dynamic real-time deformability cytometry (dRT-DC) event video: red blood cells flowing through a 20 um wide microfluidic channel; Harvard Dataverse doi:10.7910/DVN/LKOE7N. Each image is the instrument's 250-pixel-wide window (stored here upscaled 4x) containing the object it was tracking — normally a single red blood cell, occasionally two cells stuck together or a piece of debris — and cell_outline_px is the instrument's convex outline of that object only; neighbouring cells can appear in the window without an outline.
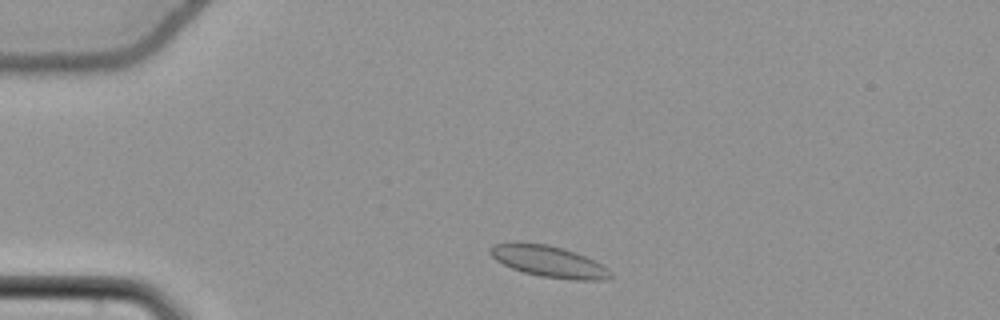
{"species": "common noctule bat (a hibernating species)", "species_latin": "Nyctalus noctula", "temperature_condition": "cold", "stored_images_in_passage": 47, "camera_frame_rate_fps": 3000, "um_per_image_px": 0.085, "animal": {"sex": "female", "body_mass_g": 22.7, "forearm_length_mm": 54.2}, "frame": {"image": 1, "passage_image": 4, "time_ms": 1.0, "image_size_px": [1000, 320], "cell_outline_px": [[612, 276], [604, 280], [572, 280], [540, 276], [524, 272], [512, 268], [496, 260], [488, 252], [488, 248], [492, 244], [516, 240], [548, 244], [564, 248], [576, 252], [608, 268], [612, 272]], "centroid_in_image_um": [46.58, 22.19], "position_along_channel_um": 38.4, "area_um2": 22.43}}
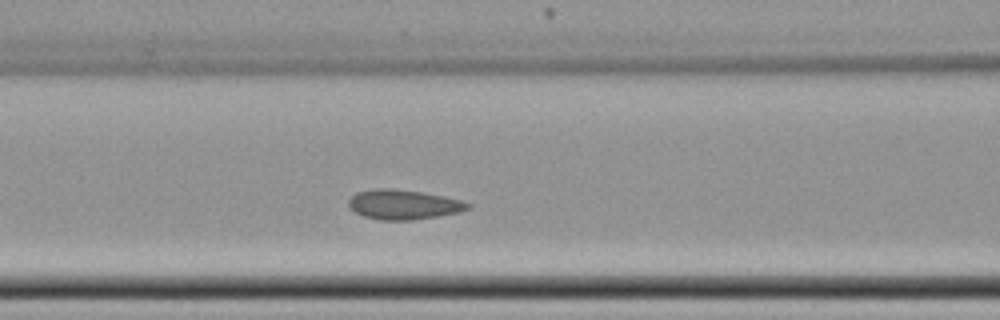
{"frame": {"image": 2, "passage_image": 15, "time_ms": 4.667, "image_size_px": [1000, 320], "cell_outline_px": [[472, 204], [468, 208], [460, 212], [412, 220], [380, 220], [364, 216], [356, 212], [348, 204], [348, 200], [356, 192], [376, 188], [388, 188], [420, 192], [444, 196], [460, 200]], "centroid_in_image_um": [34.28, 17.38], "position_along_channel_um": 132.3, "area_um2": 20.4}}
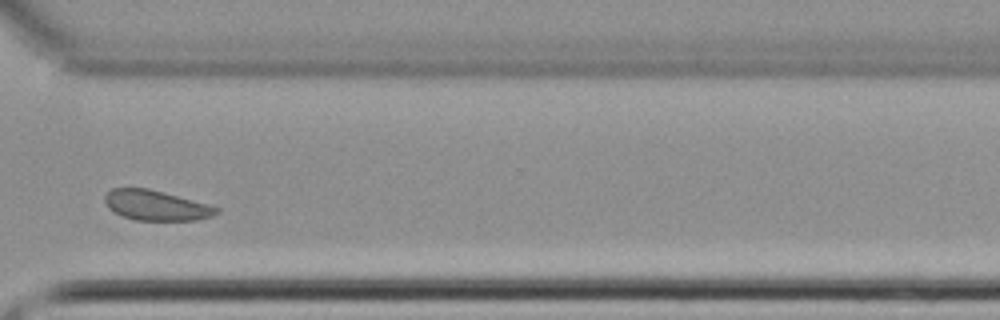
{"frame": {"image": 3, "passage_image": 33, "time_ms": 10.667, "image_size_px": [1000, 320], "cell_outline_px": [[220, 212], [212, 216], [196, 220], [136, 220], [124, 216], [108, 208], [104, 200], [104, 196], [112, 188], [148, 188], [208, 204], [220, 208]], "centroid_in_image_um": [13.28, 17.45], "position_along_channel_um": 357.3, "area_um2": 19.42}}